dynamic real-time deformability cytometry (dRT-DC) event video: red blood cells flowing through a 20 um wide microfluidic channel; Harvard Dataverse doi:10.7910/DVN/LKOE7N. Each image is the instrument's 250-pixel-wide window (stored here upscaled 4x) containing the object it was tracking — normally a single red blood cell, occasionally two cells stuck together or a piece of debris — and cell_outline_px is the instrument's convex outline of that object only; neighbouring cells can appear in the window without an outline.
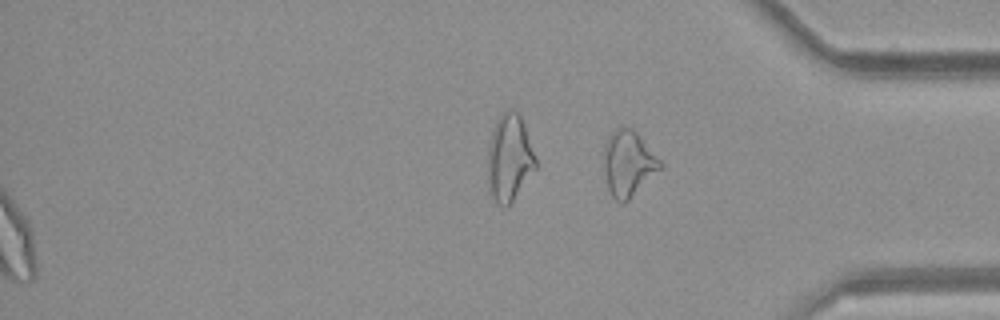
{"species": "common noctule bat (a hibernating species)", "species_latin": "Nyctalus noctula", "temperature_condition": "room temperature", "stored_images_in_passage": 50, "segment_of_instrument_passage": [2, 2], "camera_frame_rate_fps": 3000, "um_per_image_px": 0.085, "animal": {"sex": "female", "body_mass_g": 21.9}, "frame": {"image": 1, "passage_image": 50, "time_ms": 16.333, "image_size_px": [1000, 320], "cell_outline_px": [[664, 164], [624, 204], [616, 200], [612, 196], [608, 188], [604, 168], [604, 144], [608, 136], [616, 128], [624, 124], [632, 128], [636, 132]], "centroid_in_image_um": [53.38, 13.85], "position_along_channel_um": 381.8, "area_um2": 21.33}}